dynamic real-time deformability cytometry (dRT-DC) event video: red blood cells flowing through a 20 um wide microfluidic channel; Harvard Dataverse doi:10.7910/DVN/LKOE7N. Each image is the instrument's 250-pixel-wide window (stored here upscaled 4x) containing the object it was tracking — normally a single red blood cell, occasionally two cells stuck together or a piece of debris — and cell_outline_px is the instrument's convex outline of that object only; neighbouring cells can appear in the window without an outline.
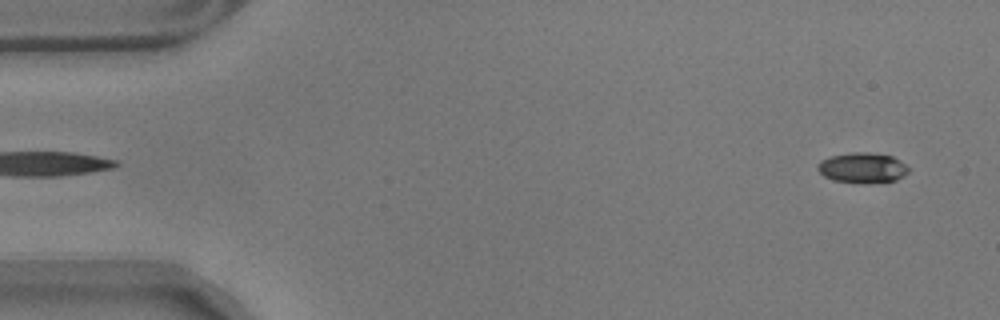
{"species": "common noctule bat (a hibernating species)", "species_latin": "Nyctalus noctula", "temperature_condition": "warm", "stored_images_in_passage": 57, "camera_frame_rate_fps": 3000, "um_per_image_px": 0.085, "animal": {"sex": "male", "body_mass_g": 17.9}, "frame": {"image": 1, "passage_image": 3, "time_ms": 0.667, "image_size_px": [1000, 320], "cell_outline_px": [[908, 172], [904, 176], [896, 180], [864, 184], [832, 180], [824, 176], [816, 168], [820, 160], [832, 156], [852, 152], [868, 152], [892, 156], [900, 160], [908, 168]], "centroid_in_image_um": [73.3, 14.27], "position_along_channel_um": 11.7, "area_um2": 16.13}}
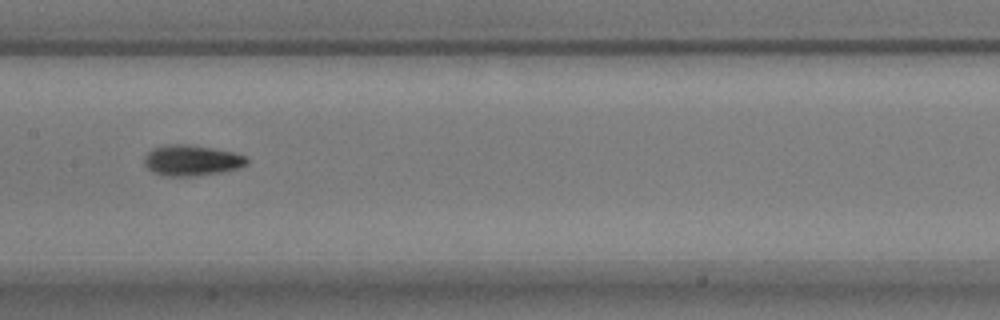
{"frame": {"image": 2, "passage_image": 28, "time_ms": 9.0, "image_size_px": [1000, 320], "cell_outline_px": [[248, 164], [236, 168], [216, 172], [192, 176], [168, 176], [152, 172], [144, 164], [144, 156], [152, 148], [164, 144], [188, 144], [236, 152], [248, 156]], "centroid_in_image_um": [16.27, 13.61], "position_along_channel_um": 191.1, "area_um2": 18.38}}
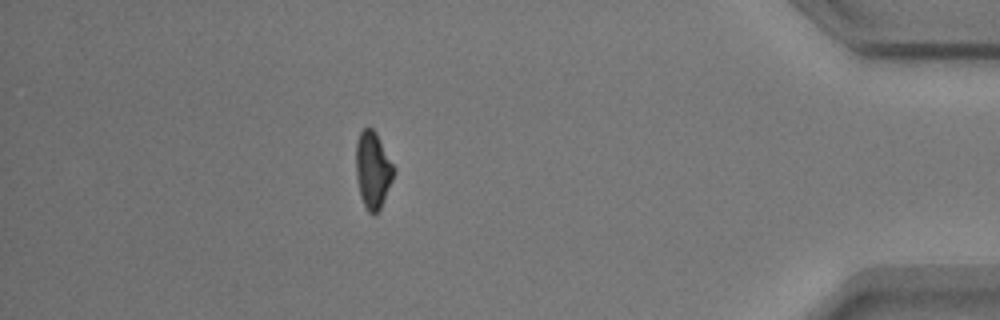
{"frame": {"image": 3, "passage_image": 50, "time_ms": 16.333, "image_size_px": [1000, 320], "cell_outline_px": [[396, 172], [380, 208], [372, 216], [368, 212], [360, 196], [356, 176], [356, 140], [360, 132], [364, 128], [372, 128], [376, 132], [396, 168]], "centroid_in_image_um": [31.7, 14.43], "position_along_channel_um": 403.5, "area_um2": 17.05}, "authors_computed_cell_mechanics": {"area_um2": 16.8776, "velocity_mm_per_s": 3.5321, "shape_relaxation_time_tau1_ms": 3.0808, "shape_relaxation_time_tau2_ms": 9.2287, "deformation_change_tau1": 0.1449, "deformation_change_tau2": 0.136}}